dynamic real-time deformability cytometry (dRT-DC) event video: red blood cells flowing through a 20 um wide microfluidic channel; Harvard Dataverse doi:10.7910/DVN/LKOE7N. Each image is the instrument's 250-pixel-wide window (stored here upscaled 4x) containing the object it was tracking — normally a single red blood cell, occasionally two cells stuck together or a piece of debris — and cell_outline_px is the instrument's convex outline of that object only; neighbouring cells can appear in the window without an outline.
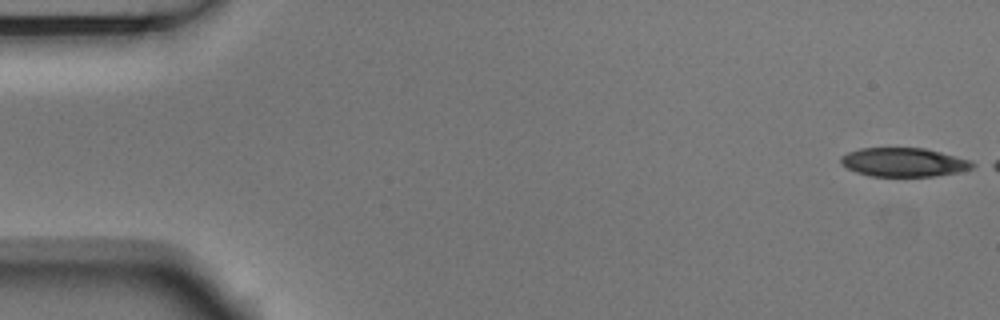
{"species": "Egyptian fruit bat (a non-hibernating species)", "species_latin": "Rousettus aegyptiacus", "temperature_condition": "room temperature", "stored_images_in_passage": 5, "camera_frame_rate_fps": 3000, "um_per_image_px": 0.085, "animal": {"sex": "male"}, "frame": {"image": 1, "passage_image": 1, "time_ms": 0.0, "image_size_px": [1000, 320], "cell_outline_px": [[980, 164], [972, 168], [956, 172], [932, 176], [868, 176], [856, 172], [840, 164], [840, 156], [848, 152], [860, 148], [924, 148], [972, 160]], "centroid_in_image_um": [76.82, 13.79], "position_along_channel_um": 8.2, "area_um2": 22.2}}